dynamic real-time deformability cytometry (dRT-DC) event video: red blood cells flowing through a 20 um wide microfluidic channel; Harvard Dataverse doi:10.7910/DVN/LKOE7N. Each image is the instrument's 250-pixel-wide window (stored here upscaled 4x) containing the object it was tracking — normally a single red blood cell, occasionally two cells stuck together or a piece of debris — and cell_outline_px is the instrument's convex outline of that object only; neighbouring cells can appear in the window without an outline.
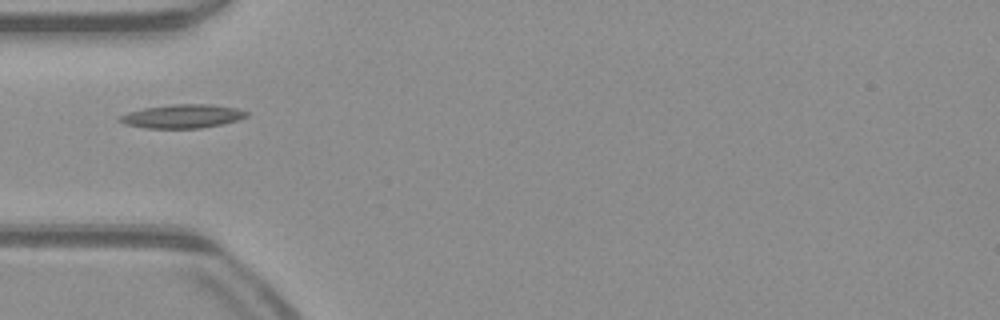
{"species": "common noctule bat (a hibernating species)", "species_latin": "Nyctalus noctula", "temperature_condition": "warm", "stored_images_in_passage": 36, "camera_frame_rate_fps": 3000, "um_per_image_px": 0.085, "animal": {"sex": "male", "body_mass_g": 23.1, "forearm_length_mm": 52.7}, "frame": {"image": 1, "passage_image": 1, "time_ms": 0.0, "image_size_px": [1000, 320], "cell_outline_px": [[248, 116], [236, 120], [220, 124], [200, 128], [148, 128], [124, 124], [116, 120], [116, 116], [128, 112], [144, 108], [172, 104], [208, 104], [236, 108], [248, 112]], "centroid_in_image_um": [15.43, 9.88], "position_along_channel_um": 69.6, "area_um2": 17.46}}
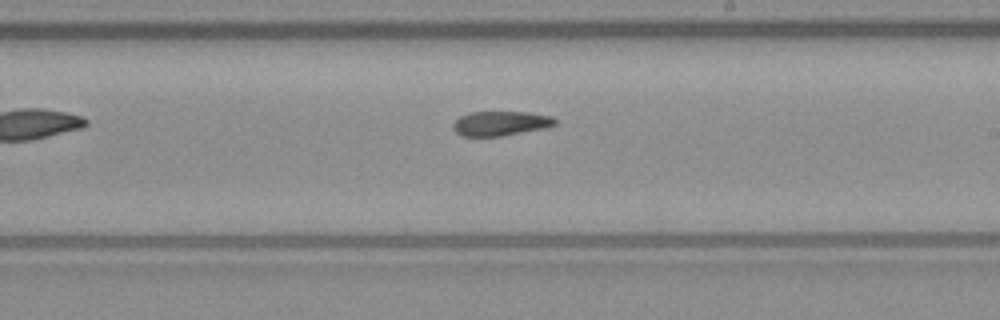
{"frame": {"image": 2, "passage_image": 14, "time_ms": 4.333, "image_size_px": [1000, 320], "cell_outline_px": [[556, 124], [548, 128], [504, 136], [460, 136], [452, 128], [452, 124], [460, 116], [472, 112], [528, 112], [552, 116], [556, 120]], "centroid_in_image_um": [42.57, 10.5], "position_along_channel_um": 246.4, "area_um2": 14.8}}
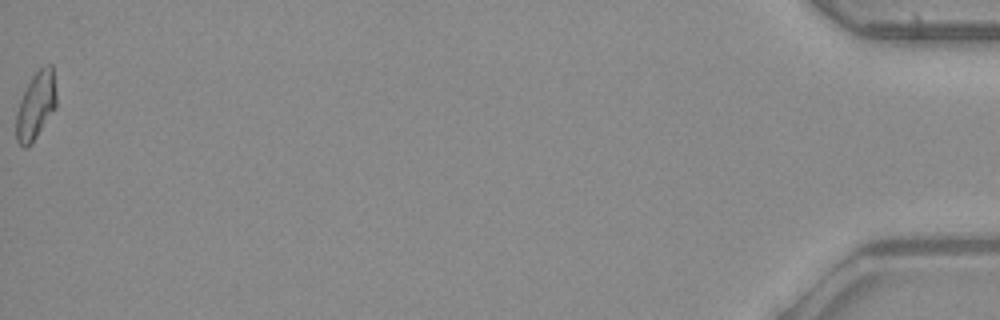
{"frame": {"image": 3, "passage_image": 36, "time_ms": 11.667, "image_size_px": [1000, 320], "cell_outline_px": [[56, 108], [32, 144], [28, 148], [24, 148], [16, 140], [16, 112], [20, 100], [32, 76], [44, 64], [52, 64], [56, 92]], "centroid_in_image_um": [3.05, 9.0], "position_along_channel_um": 432.1, "area_um2": 15.95}}